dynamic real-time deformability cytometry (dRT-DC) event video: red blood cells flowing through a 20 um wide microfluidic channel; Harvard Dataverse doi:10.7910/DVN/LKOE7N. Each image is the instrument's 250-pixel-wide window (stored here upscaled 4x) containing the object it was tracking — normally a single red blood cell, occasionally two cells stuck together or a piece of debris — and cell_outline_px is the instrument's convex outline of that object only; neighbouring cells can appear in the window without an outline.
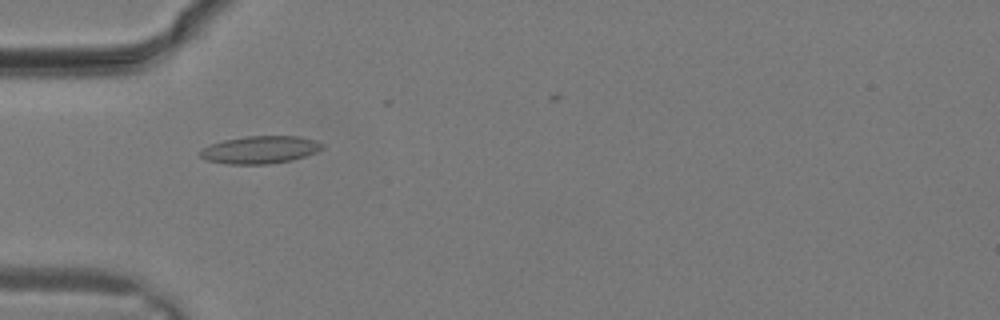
{"species": "common noctule bat (a hibernating species)", "species_latin": "Nyctalus noctula", "temperature_condition": "warm", "stored_images_in_passage": 25, "camera_frame_rate_fps": 3000, "um_per_image_px": 0.085, "animal": {"sex": "male", "body_mass_g": 19.2, "forearm_length_mm": 51.8}, "frame": {"image": 1, "passage_image": 7, "time_ms": 2.0, "image_size_px": [1000, 320], "cell_outline_px": [[324, 148], [316, 152], [292, 160], [268, 164], [228, 164], [204, 160], [200, 156], [200, 152], [204, 148], [212, 144], [224, 140], [244, 136], [300, 136], [316, 140], [324, 144]], "centroid_in_image_um": [22.13, 12.73], "position_along_channel_um": 62.9, "area_um2": 19.65}}
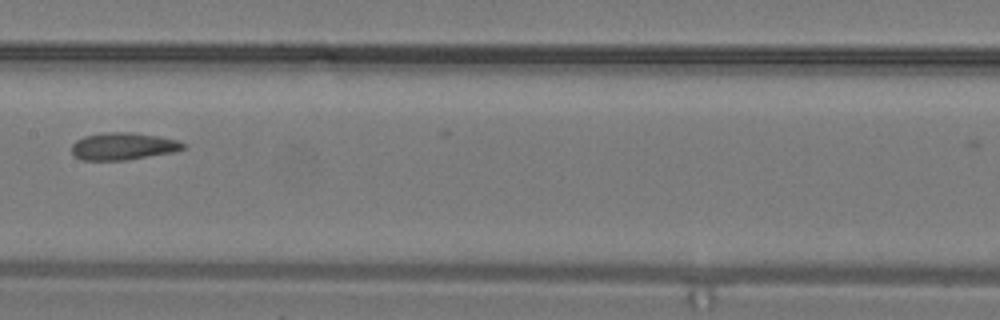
{"frame": {"image": 2, "passage_image": 13, "time_ms": 4.0, "image_size_px": [1000, 320], "cell_outline_px": [[188, 144], [184, 148], [172, 152], [128, 160], [80, 160], [72, 152], [72, 144], [76, 140], [84, 136], [104, 132], [132, 132], [160, 136], [180, 140]], "centroid_in_image_um": [10.5, 12.42], "position_along_channel_um": 196.9, "area_um2": 17.92}}
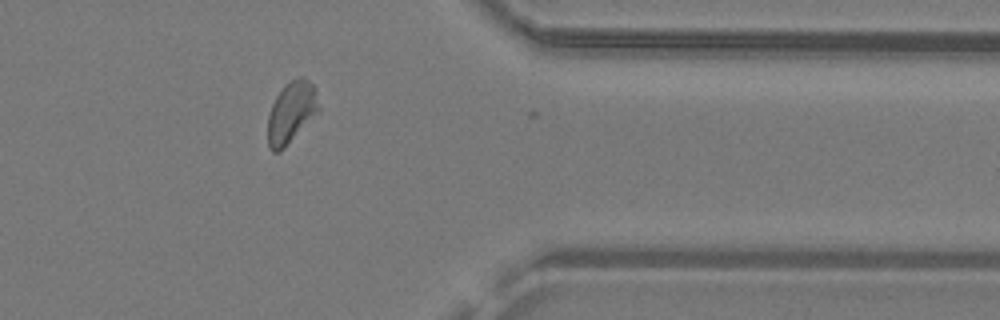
{"frame": {"image": 3, "passage_image": 22, "time_ms": 7.0, "image_size_px": [1000, 320], "cell_outline_px": [[320, 112], [280, 152], [272, 152], [268, 148], [268, 116], [272, 104], [276, 96], [292, 80], [300, 76], [304, 76], [316, 88], [320, 108]], "centroid_in_image_um": [24.79, 9.58], "position_along_channel_um": 386.6, "area_um2": 18.38}}